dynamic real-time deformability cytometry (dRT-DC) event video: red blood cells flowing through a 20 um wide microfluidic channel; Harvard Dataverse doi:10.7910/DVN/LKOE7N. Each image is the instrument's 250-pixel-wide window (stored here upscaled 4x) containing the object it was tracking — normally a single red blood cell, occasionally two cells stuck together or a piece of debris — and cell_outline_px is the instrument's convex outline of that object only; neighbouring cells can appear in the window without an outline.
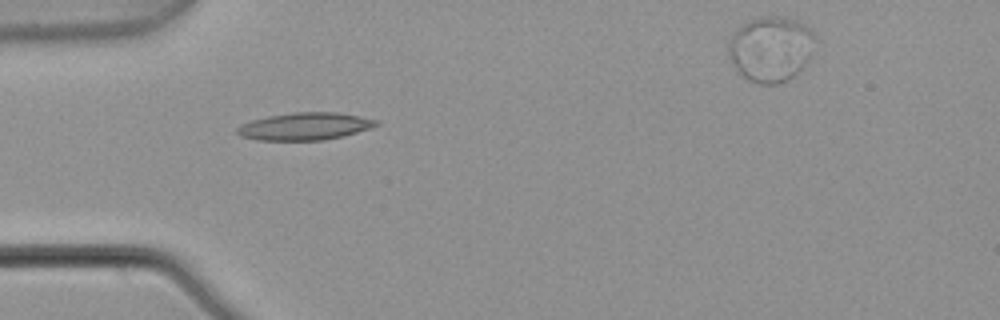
{"species": "common noctule bat (a hibernating species)", "species_latin": "Nyctalus noctula", "temperature_condition": "warm", "stored_images_in_passage": 2, "segment_of_instrument_passage": [1, 2], "camera_frame_rate_fps": 3000, "um_per_image_px": 0.085, "animal": {"sex": "male", "body_mass_g": 21.5, "forearm_length_mm": 52.0}, "frame": {"image": 1, "passage_image": 1, "time_ms": 0.0, "image_size_px": [1000, 320], "cell_outline_px": [[380, 124], [372, 128], [344, 136], [324, 140], [256, 140], [240, 136], [236, 132], [236, 128], [240, 124], [252, 120], [268, 116], [292, 112], [336, 112], [360, 116], [380, 120]], "centroid_in_image_um": [25.94, 10.73], "position_along_channel_um": 59.1, "area_um2": 22.48}}